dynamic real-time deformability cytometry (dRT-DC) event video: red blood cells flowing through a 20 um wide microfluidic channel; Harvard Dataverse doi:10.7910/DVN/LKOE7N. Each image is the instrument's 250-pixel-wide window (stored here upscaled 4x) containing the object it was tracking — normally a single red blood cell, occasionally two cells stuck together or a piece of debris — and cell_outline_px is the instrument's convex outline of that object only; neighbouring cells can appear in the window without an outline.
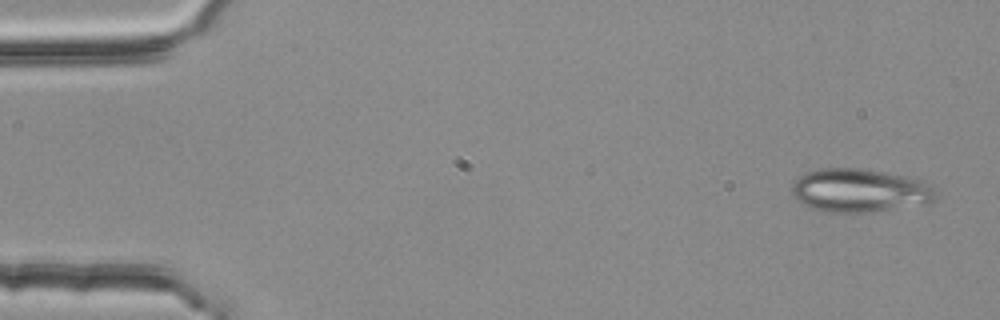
{"species": "common noctule bat (a hibernating species)", "species_latin": "Nyctalus noctula", "temperature_condition": "room temperature", "stored_images_in_passage": 5, "camera_frame_rate_fps": 3000, "um_per_image_px": 0.085, "animal": {"sex": "female", "body_mass_g": 25.1}, "frame": {"image": 1, "passage_image": 1, "time_ms": 0.0, "image_size_px": [1000, 320], "cell_outline_px": [[936, 200], [928, 204], [868, 212], [828, 212], [812, 208], [804, 204], [792, 192], [792, 184], [800, 176], [808, 172], [820, 168], [856, 168], [884, 172], [904, 176], [920, 180], [932, 184], [936, 196]], "centroid_in_image_um": [73.12, 16.19], "position_along_channel_um": 11.9, "area_um2": 36.18}}